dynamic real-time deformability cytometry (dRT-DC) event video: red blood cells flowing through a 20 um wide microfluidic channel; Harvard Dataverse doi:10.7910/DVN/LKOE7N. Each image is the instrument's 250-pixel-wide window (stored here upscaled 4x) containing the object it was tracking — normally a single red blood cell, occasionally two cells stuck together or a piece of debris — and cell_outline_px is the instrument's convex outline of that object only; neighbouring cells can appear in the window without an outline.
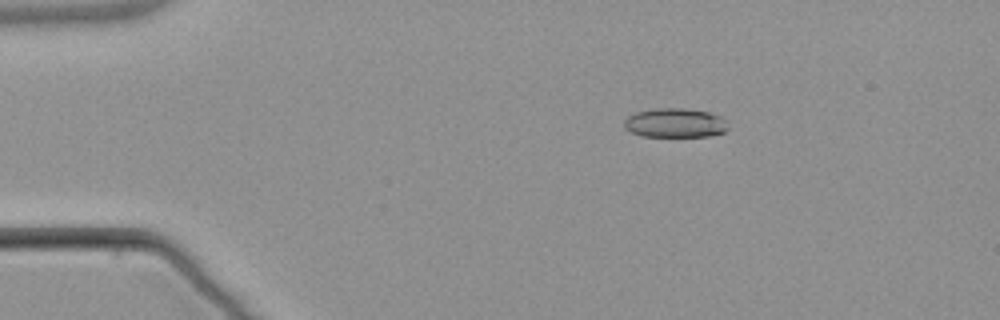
{"species": "common noctule bat (a hibernating species)", "species_latin": "Nyctalus noctula", "temperature_condition": "warm", "stored_images_in_passage": 4, "camera_frame_rate_fps": 3000, "um_per_image_px": 0.085, "animal": {"sex": "male", "body_mass_g": 21.5, "forearm_length_mm": 52.0}, "frame": {"image": 1, "passage_image": 2, "time_ms": 2.0, "image_size_px": [1000, 320], "cell_outline_px": [[728, 128], [724, 132], [708, 136], [640, 136], [624, 128], [624, 120], [628, 116], [636, 112], [656, 108], [684, 108], [708, 112], [720, 116], [724, 120]], "centroid_in_image_um": [57.35, 10.44], "position_along_channel_um": 27.6, "area_um2": 17.63}}